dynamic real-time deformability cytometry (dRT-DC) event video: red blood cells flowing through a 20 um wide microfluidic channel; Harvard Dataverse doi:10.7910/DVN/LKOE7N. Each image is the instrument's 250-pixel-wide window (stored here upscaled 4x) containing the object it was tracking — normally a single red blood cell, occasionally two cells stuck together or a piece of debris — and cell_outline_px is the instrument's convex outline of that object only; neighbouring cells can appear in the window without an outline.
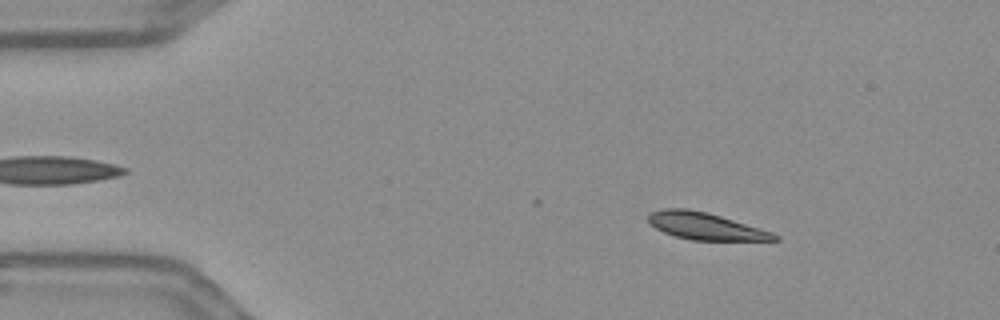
{"species": "Egyptian fruit bat (a non-hibernating species)", "species_latin": "Rousettus aegyptiacus", "temperature_condition": "warm", "stored_images_in_passage": 46, "camera_frame_rate_fps": 3000, "um_per_image_px": 0.085, "frame": {"image": 1, "passage_image": 8, "time_ms": 2.333, "image_size_px": [1000, 320], "cell_outline_px": [[780, 240], [692, 240], [676, 236], [664, 232], [648, 224], [648, 212], [664, 208], [688, 208], [708, 212], [760, 228], [772, 232], [780, 236]], "centroid_in_image_um": [59.93, 19.21], "position_along_channel_um": 25.1, "area_um2": 19.94}}
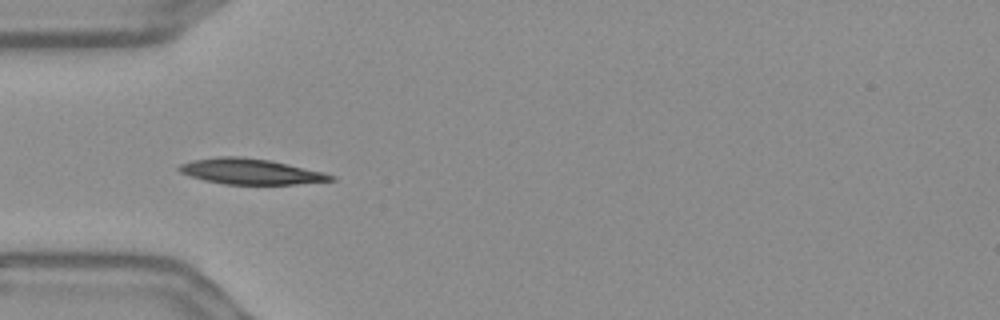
{"frame": {"image": 2, "passage_image": 17, "time_ms": 5.333, "image_size_px": [1000, 320], "cell_outline_px": [[336, 180], [296, 184], [224, 184], [204, 180], [188, 176], [180, 172], [176, 168], [180, 164], [192, 160], [216, 156], [240, 156], [272, 160], [324, 172], [336, 176]], "centroid_in_image_um": [21.29, 14.57], "position_along_channel_um": 63.7, "area_um2": 22.89}}
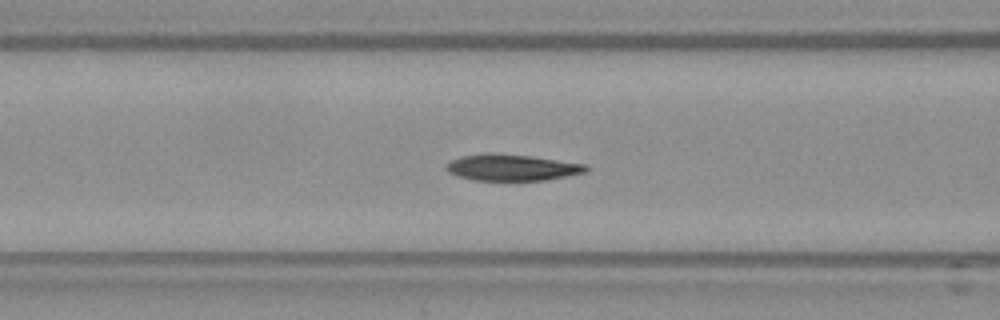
{"frame": {"image": 3, "passage_image": 22, "time_ms": 7.0, "image_size_px": [1000, 320], "cell_outline_px": [[588, 168], [584, 172], [544, 180], [472, 180], [456, 176], [448, 172], [444, 168], [452, 160], [460, 156], [484, 152], [496, 152], [532, 156], [588, 164]], "centroid_in_image_um": [43.46, 14.21], "position_along_channel_um": 123.1, "area_um2": 21.68}, "authors_computed_cell_mechanics": {"area_um2": 21.5594, "velocity_mm_per_s": 3.5982, "shape_relaxation_time_tau1_ms": 2.7867, "shape_relaxation_time_tau2_ms": 5.4149, "deformation_change_tau1": 0.1318, "deformation_change_tau2": 0.1082}}